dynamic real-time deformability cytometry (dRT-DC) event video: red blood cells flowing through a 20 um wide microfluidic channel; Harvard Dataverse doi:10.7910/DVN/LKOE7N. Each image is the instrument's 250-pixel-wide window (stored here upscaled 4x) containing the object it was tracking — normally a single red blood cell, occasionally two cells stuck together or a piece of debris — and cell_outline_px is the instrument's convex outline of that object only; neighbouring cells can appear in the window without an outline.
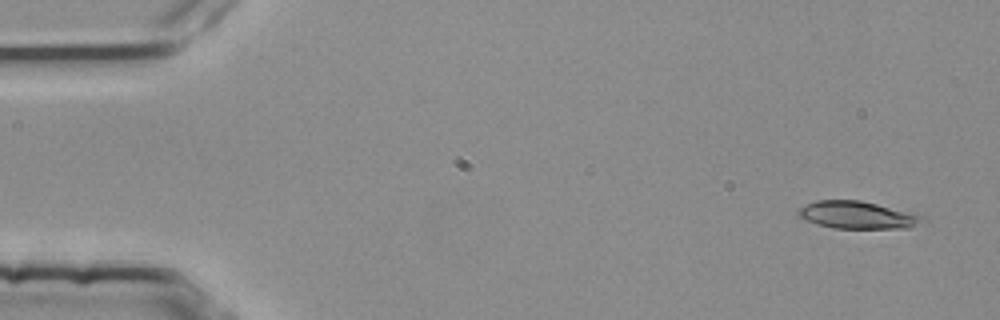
{"species": "common noctule bat (a hibernating species)", "species_latin": "Nyctalus noctula", "temperature_condition": "room temperature", "stored_images_in_passage": 4, "segment_of_instrument_passage": [1, 2], "camera_frame_rate_fps": 3000, "um_per_image_px": 0.085, "animal": {"sex": "female", "body_mass_g": 25.1}, "frame": {"image": 1, "passage_image": 1, "time_ms": 0.0, "image_size_px": [1000, 320], "cell_outline_px": [[924, 220], [908, 228], [832, 228], [816, 224], [804, 220], [796, 212], [800, 208], [816, 200], [860, 200], [916, 212], [924, 216]], "centroid_in_image_um": [72.9, 18.27], "position_along_channel_um": 12.1, "area_um2": 20.0}}